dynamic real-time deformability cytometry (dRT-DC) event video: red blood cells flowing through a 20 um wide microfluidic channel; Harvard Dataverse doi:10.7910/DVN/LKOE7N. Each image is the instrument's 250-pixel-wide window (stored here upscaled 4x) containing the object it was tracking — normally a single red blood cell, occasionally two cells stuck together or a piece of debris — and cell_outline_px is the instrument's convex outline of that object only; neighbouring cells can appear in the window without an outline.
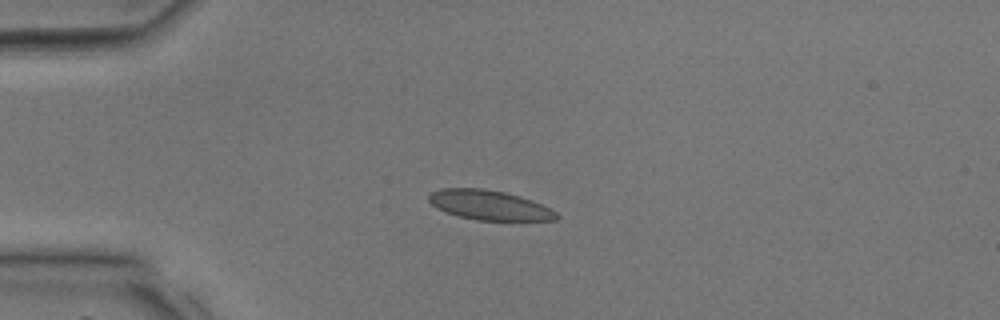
{"species": "common noctule bat (a hibernating species)", "species_latin": "Nyctalus noctula", "temperature_condition": "room temperature", "stored_images_in_passage": 26, "camera_frame_rate_fps": 3000, "um_per_image_px": 0.085, "animal": {"sex": "male", "body_mass_g": 17.9, "forearm_length_mm": 54.2}, "frame": {"image": 1, "passage_image": 1, "time_ms": 0.0, "image_size_px": [1000, 320], "cell_outline_px": [[560, 216], [556, 220], [520, 224], [476, 220], [460, 216], [436, 208], [428, 200], [428, 196], [432, 192], [440, 188], [480, 188], [504, 192], [520, 196], [532, 200], [552, 208]], "centroid_in_image_um": [41.74, 17.5], "position_along_channel_um": 43.3, "area_um2": 23.18}}
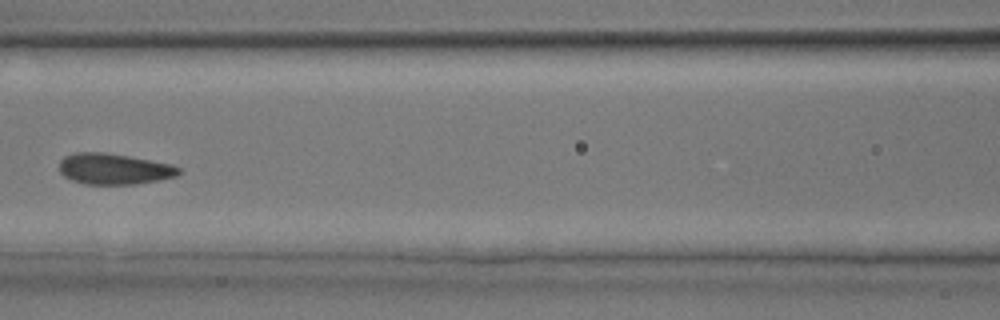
{"frame": {"image": 2, "passage_image": 9, "time_ms": 2.667, "image_size_px": [1000, 320], "cell_outline_px": [[180, 172], [176, 176], [136, 184], [84, 184], [72, 180], [64, 176], [60, 172], [60, 160], [64, 156], [76, 152], [104, 152], [128, 156], [168, 164], [180, 168]], "centroid_in_image_um": [9.63, 14.36], "position_along_channel_um": 157.0, "area_um2": 21.27}}
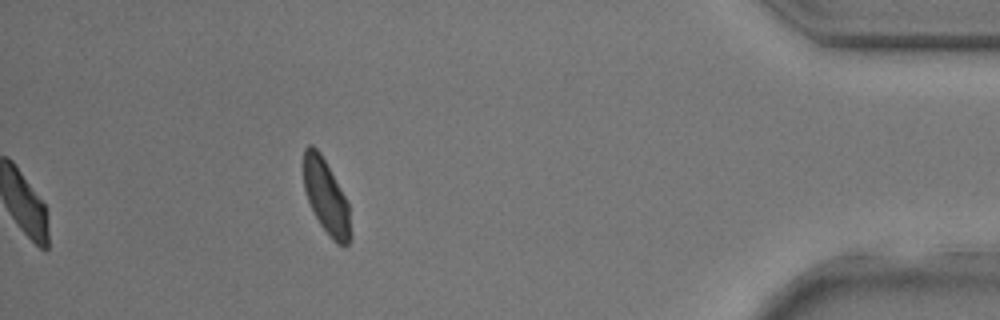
{"frame": {"image": 3, "passage_image": 26, "time_ms": 8.333, "image_size_px": [1000, 320], "cell_outline_px": [[352, 236], [348, 244], [336, 244], [332, 240], [320, 224], [308, 200], [304, 188], [304, 148], [308, 144], [312, 144], [320, 152], [340, 188], [348, 204]], "centroid_in_image_um": [27.73, 16.75], "position_along_channel_um": 407.5, "area_um2": 20.0}}